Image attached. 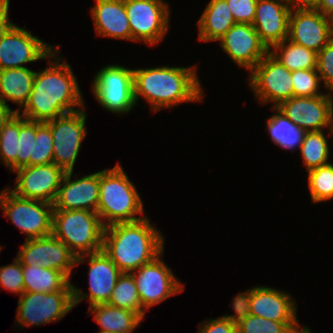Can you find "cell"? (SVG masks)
<instances>
[{
	"instance_id": "9c48e42d",
	"label": "cell",
	"mask_w": 333,
	"mask_h": 333,
	"mask_svg": "<svg viewBox=\"0 0 333 333\" xmlns=\"http://www.w3.org/2000/svg\"><path fill=\"white\" fill-rule=\"evenodd\" d=\"M18 326H41L61 320L74 308L73 292H24L17 303Z\"/></svg>"
},
{
	"instance_id": "ba28073f",
	"label": "cell",
	"mask_w": 333,
	"mask_h": 333,
	"mask_svg": "<svg viewBox=\"0 0 333 333\" xmlns=\"http://www.w3.org/2000/svg\"><path fill=\"white\" fill-rule=\"evenodd\" d=\"M131 40L156 45L169 29L170 9L164 0H124Z\"/></svg>"
},
{
	"instance_id": "30bf717a",
	"label": "cell",
	"mask_w": 333,
	"mask_h": 333,
	"mask_svg": "<svg viewBox=\"0 0 333 333\" xmlns=\"http://www.w3.org/2000/svg\"><path fill=\"white\" fill-rule=\"evenodd\" d=\"M249 73L251 91L261 104L277 107L294 96L291 71L270 52Z\"/></svg>"
},
{
	"instance_id": "c3c4849f",
	"label": "cell",
	"mask_w": 333,
	"mask_h": 333,
	"mask_svg": "<svg viewBox=\"0 0 333 333\" xmlns=\"http://www.w3.org/2000/svg\"><path fill=\"white\" fill-rule=\"evenodd\" d=\"M9 0H0V8L1 7H9Z\"/></svg>"
},
{
	"instance_id": "6da1fadb",
	"label": "cell",
	"mask_w": 333,
	"mask_h": 333,
	"mask_svg": "<svg viewBox=\"0 0 333 333\" xmlns=\"http://www.w3.org/2000/svg\"><path fill=\"white\" fill-rule=\"evenodd\" d=\"M59 47L48 57L46 69L35 74L32 91L20 114L28 120L47 122L85 106L70 65L61 62Z\"/></svg>"
},
{
	"instance_id": "8d00e7d4",
	"label": "cell",
	"mask_w": 333,
	"mask_h": 333,
	"mask_svg": "<svg viewBox=\"0 0 333 333\" xmlns=\"http://www.w3.org/2000/svg\"><path fill=\"white\" fill-rule=\"evenodd\" d=\"M294 96L317 97L324 95L319 89L321 78L316 69H299L291 72Z\"/></svg>"
},
{
	"instance_id": "8fae6325",
	"label": "cell",
	"mask_w": 333,
	"mask_h": 333,
	"mask_svg": "<svg viewBox=\"0 0 333 333\" xmlns=\"http://www.w3.org/2000/svg\"><path fill=\"white\" fill-rule=\"evenodd\" d=\"M86 114L83 108L46 122L53 137V163L65 172L73 171L86 137Z\"/></svg>"
},
{
	"instance_id": "9a60e30c",
	"label": "cell",
	"mask_w": 333,
	"mask_h": 333,
	"mask_svg": "<svg viewBox=\"0 0 333 333\" xmlns=\"http://www.w3.org/2000/svg\"><path fill=\"white\" fill-rule=\"evenodd\" d=\"M304 132L331 130L333 119V94L317 97H298L281 102L276 107Z\"/></svg>"
},
{
	"instance_id": "52a82bcc",
	"label": "cell",
	"mask_w": 333,
	"mask_h": 333,
	"mask_svg": "<svg viewBox=\"0 0 333 333\" xmlns=\"http://www.w3.org/2000/svg\"><path fill=\"white\" fill-rule=\"evenodd\" d=\"M93 79L95 99L106 111L121 116L135 107L133 69L117 64L106 65Z\"/></svg>"
},
{
	"instance_id": "7dc6e473",
	"label": "cell",
	"mask_w": 333,
	"mask_h": 333,
	"mask_svg": "<svg viewBox=\"0 0 333 333\" xmlns=\"http://www.w3.org/2000/svg\"><path fill=\"white\" fill-rule=\"evenodd\" d=\"M290 333H312V332L308 326L303 325V327L302 326L300 327L299 325L297 328L293 329Z\"/></svg>"
},
{
	"instance_id": "ac0fdd59",
	"label": "cell",
	"mask_w": 333,
	"mask_h": 333,
	"mask_svg": "<svg viewBox=\"0 0 333 333\" xmlns=\"http://www.w3.org/2000/svg\"><path fill=\"white\" fill-rule=\"evenodd\" d=\"M333 38V18L314 8L291 9L288 40L318 53Z\"/></svg>"
},
{
	"instance_id": "83f0119b",
	"label": "cell",
	"mask_w": 333,
	"mask_h": 333,
	"mask_svg": "<svg viewBox=\"0 0 333 333\" xmlns=\"http://www.w3.org/2000/svg\"><path fill=\"white\" fill-rule=\"evenodd\" d=\"M269 52L289 71L316 69L317 55L313 50L285 39L275 44Z\"/></svg>"
},
{
	"instance_id": "681fc988",
	"label": "cell",
	"mask_w": 333,
	"mask_h": 333,
	"mask_svg": "<svg viewBox=\"0 0 333 333\" xmlns=\"http://www.w3.org/2000/svg\"><path fill=\"white\" fill-rule=\"evenodd\" d=\"M330 134L329 135H333V119H332V126H331V130L329 132ZM333 137V136H332Z\"/></svg>"
},
{
	"instance_id": "4316f807",
	"label": "cell",
	"mask_w": 333,
	"mask_h": 333,
	"mask_svg": "<svg viewBox=\"0 0 333 333\" xmlns=\"http://www.w3.org/2000/svg\"><path fill=\"white\" fill-rule=\"evenodd\" d=\"M24 292L52 293L72 291L70 279L58 270L33 264L23 265Z\"/></svg>"
},
{
	"instance_id": "5b68a950",
	"label": "cell",
	"mask_w": 333,
	"mask_h": 333,
	"mask_svg": "<svg viewBox=\"0 0 333 333\" xmlns=\"http://www.w3.org/2000/svg\"><path fill=\"white\" fill-rule=\"evenodd\" d=\"M104 229L96 212L53 211L52 235L63 241L76 257L102 250Z\"/></svg>"
},
{
	"instance_id": "d6986e66",
	"label": "cell",
	"mask_w": 333,
	"mask_h": 333,
	"mask_svg": "<svg viewBox=\"0 0 333 333\" xmlns=\"http://www.w3.org/2000/svg\"><path fill=\"white\" fill-rule=\"evenodd\" d=\"M218 42L234 63L249 72L269 52L252 24L235 23Z\"/></svg>"
},
{
	"instance_id": "836d02e7",
	"label": "cell",
	"mask_w": 333,
	"mask_h": 333,
	"mask_svg": "<svg viewBox=\"0 0 333 333\" xmlns=\"http://www.w3.org/2000/svg\"><path fill=\"white\" fill-rule=\"evenodd\" d=\"M53 163V137L46 122L36 121V137L33 139V158L29 166Z\"/></svg>"
},
{
	"instance_id": "4fadbf2b",
	"label": "cell",
	"mask_w": 333,
	"mask_h": 333,
	"mask_svg": "<svg viewBox=\"0 0 333 333\" xmlns=\"http://www.w3.org/2000/svg\"><path fill=\"white\" fill-rule=\"evenodd\" d=\"M25 27L13 24L1 37L0 70L26 67L29 62L48 59L55 51V46L45 43Z\"/></svg>"
},
{
	"instance_id": "74e56055",
	"label": "cell",
	"mask_w": 333,
	"mask_h": 333,
	"mask_svg": "<svg viewBox=\"0 0 333 333\" xmlns=\"http://www.w3.org/2000/svg\"><path fill=\"white\" fill-rule=\"evenodd\" d=\"M0 286L12 293H24L23 265L15 257L12 264L0 267Z\"/></svg>"
},
{
	"instance_id": "1f68e13d",
	"label": "cell",
	"mask_w": 333,
	"mask_h": 333,
	"mask_svg": "<svg viewBox=\"0 0 333 333\" xmlns=\"http://www.w3.org/2000/svg\"><path fill=\"white\" fill-rule=\"evenodd\" d=\"M19 113L15 112L4 124L0 133V160L11 172L17 170V140Z\"/></svg>"
},
{
	"instance_id": "cb8c5ba5",
	"label": "cell",
	"mask_w": 333,
	"mask_h": 333,
	"mask_svg": "<svg viewBox=\"0 0 333 333\" xmlns=\"http://www.w3.org/2000/svg\"><path fill=\"white\" fill-rule=\"evenodd\" d=\"M36 71L28 67L0 70V102L9 106L6 102L16 103L20 110L27 103L32 91Z\"/></svg>"
},
{
	"instance_id": "5bb4252c",
	"label": "cell",
	"mask_w": 333,
	"mask_h": 333,
	"mask_svg": "<svg viewBox=\"0 0 333 333\" xmlns=\"http://www.w3.org/2000/svg\"><path fill=\"white\" fill-rule=\"evenodd\" d=\"M86 258L89 260L87 261ZM85 262H89V294L72 284L74 307L87 298L89 307L108 303L122 272L103 249L76 257V265Z\"/></svg>"
},
{
	"instance_id": "ab89813d",
	"label": "cell",
	"mask_w": 333,
	"mask_h": 333,
	"mask_svg": "<svg viewBox=\"0 0 333 333\" xmlns=\"http://www.w3.org/2000/svg\"><path fill=\"white\" fill-rule=\"evenodd\" d=\"M235 23L252 24L258 0H226Z\"/></svg>"
},
{
	"instance_id": "bcb514c9",
	"label": "cell",
	"mask_w": 333,
	"mask_h": 333,
	"mask_svg": "<svg viewBox=\"0 0 333 333\" xmlns=\"http://www.w3.org/2000/svg\"><path fill=\"white\" fill-rule=\"evenodd\" d=\"M15 113L9 106L0 102V133L3 129L4 124L10 119V117Z\"/></svg>"
},
{
	"instance_id": "f35d334b",
	"label": "cell",
	"mask_w": 333,
	"mask_h": 333,
	"mask_svg": "<svg viewBox=\"0 0 333 333\" xmlns=\"http://www.w3.org/2000/svg\"><path fill=\"white\" fill-rule=\"evenodd\" d=\"M316 70L328 93L333 94V38L318 52Z\"/></svg>"
},
{
	"instance_id": "7a4b0ae2",
	"label": "cell",
	"mask_w": 333,
	"mask_h": 333,
	"mask_svg": "<svg viewBox=\"0 0 333 333\" xmlns=\"http://www.w3.org/2000/svg\"><path fill=\"white\" fill-rule=\"evenodd\" d=\"M195 67V68H194ZM159 66L133 69L134 100L143 97L153 113L185 102L203 99L197 67Z\"/></svg>"
},
{
	"instance_id": "b9f144b4",
	"label": "cell",
	"mask_w": 333,
	"mask_h": 333,
	"mask_svg": "<svg viewBox=\"0 0 333 333\" xmlns=\"http://www.w3.org/2000/svg\"><path fill=\"white\" fill-rule=\"evenodd\" d=\"M236 330L237 325L222 316L202 322L198 333H234Z\"/></svg>"
},
{
	"instance_id": "e0dca14e",
	"label": "cell",
	"mask_w": 333,
	"mask_h": 333,
	"mask_svg": "<svg viewBox=\"0 0 333 333\" xmlns=\"http://www.w3.org/2000/svg\"><path fill=\"white\" fill-rule=\"evenodd\" d=\"M15 187L10 188L17 196L25 199L53 203L65 171L54 163L25 166L17 169Z\"/></svg>"
},
{
	"instance_id": "7bdbcfd3",
	"label": "cell",
	"mask_w": 333,
	"mask_h": 333,
	"mask_svg": "<svg viewBox=\"0 0 333 333\" xmlns=\"http://www.w3.org/2000/svg\"><path fill=\"white\" fill-rule=\"evenodd\" d=\"M8 12H9V7L0 8V39L14 24L9 19Z\"/></svg>"
},
{
	"instance_id": "ffe728a7",
	"label": "cell",
	"mask_w": 333,
	"mask_h": 333,
	"mask_svg": "<svg viewBox=\"0 0 333 333\" xmlns=\"http://www.w3.org/2000/svg\"><path fill=\"white\" fill-rule=\"evenodd\" d=\"M73 171L65 172L52 203L54 209L88 210L97 213L99 202V171L72 180Z\"/></svg>"
},
{
	"instance_id": "3957f363",
	"label": "cell",
	"mask_w": 333,
	"mask_h": 333,
	"mask_svg": "<svg viewBox=\"0 0 333 333\" xmlns=\"http://www.w3.org/2000/svg\"><path fill=\"white\" fill-rule=\"evenodd\" d=\"M165 239L148 217L105 227L103 250L122 273H131L164 251Z\"/></svg>"
},
{
	"instance_id": "f1b7e54d",
	"label": "cell",
	"mask_w": 333,
	"mask_h": 333,
	"mask_svg": "<svg viewBox=\"0 0 333 333\" xmlns=\"http://www.w3.org/2000/svg\"><path fill=\"white\" fill-rule=\"evenodd\" d=\"M275 113L267 118L266 129L275 145L282 149L294 151L300 149L304 131L295 123L283 115L276 107H272Z\"/></svg>"
},
{
	"instance_id": "f546056e",
	"label": "cell",
	"mask_w": 333,
	"mask_h": 333,
	"mask_svg": "<svg viewBox=\"0 0 333 333\" xmlns=\"http://www.w3.org/2000/svg\"><path fill=\"white\" fill-rule=\"evenodd\" d=\"M324 132L304 133L300 152L307 171L330 163L328 160L330 147Z\"/></svg>"
},
{
	"instance_id": "484cf974",
	"label": "cell",
	"mask_w": 333,
	"mask_h": 333,
	"mask_svg": "<svg viewBox=\"0 0 333 333\" xmlns=\"http://www.w3.org/2000/svg\"><path fill=\"white\" fill-rule=\"evenodd\" d=\"M88 311L90 315L94 314V321L100 325V331L110 333H133L143 320L136 312L108 303L91 306Z\"/></svg>"
},
{
	"instance_id": "f6af8a7d",
	"label": "cell",
	"mask_w": 333,
	"mask_h": 333,
	"mask_svg": "<svg viewBox=\"0 0 333 333\" xmlns=\"http://www.w3.org/2000/svg\"><path fill=\"white\" fill-rule=\"evenodd\" d=\"M290 9L314 8L317 0H283Z\"/></svg>"
},
{
	"instance_id": "44dd1931",
	"label": "cell",
	"mask_w": 333,
	"mask_h": 333,
	"mask_svg": "<svg viewBox=\"0 0 333 333\" xmlns=\"http://www.w3.org/2000/svg\"><path fill=\"white\" fill-rule=\"evenodd\" d=\"M291 9L283 0H258L253 27L270 50L288 39Z\"/></svg>"
},
{
	"instance_id": "7402d4cb",
	"label": "cell",
	"mask_w": 333,
	"mask_h": 333,
	"mask_svg": "<svg viewBox=\"0 0 333 333\" xmlns=\"http://www.w3.org/2000/svg\"><path fill=\"white\" fill-rule=\"evenodd\" d=\"M291 294L268 286L251 288L250 314L275 322H299Z\"/></svg>"
},
{
	"instance_id": "4dcf8cb0",
	"label": "cell",
	"mask_w": 333,
	"mask_h": 333,
	"mask_svg": "<svg viewBox=\"0 0 333 333\" xmlns=\"http://www.w3.org/2000/svg\"><path fill=\"white\" fill-rule=\"evenodd\" d=\"M108 304L136 312L143 319L146 313L141 305L136 282L131 273H122L119 276Z\"/></svg>"
},
{
	"instance_id": "d6a6232c",
	"label": "cell",
	"mask_w": 333,
	"mask_h": 333,
	"mask_svg": "<svg viewBox=\"0 0 333 333\" xmlns=\"http://www.w3.org/2000/svg\"><path fill=\"white\" fill-rule=\"evenodd\" d=\"M308 188L313 203L333 199V163L307 171Z\"/></svg>"
},
{
	"instance_id": "d4e9b609",
	"label": "cell",
	"mask_w": 333,
	"mask_h": 333,
	"mask_svg": "<svg viewBox=\"0 0 333 333\" xmlns=\"http://www.w3.org/2000/svg\"><path fill=\"white\" fill-rule=\"evenodd\" d=\"M235 24L226 0H210L198 20V39L219 41Z\"/></svg>"
},
{
	"instance_id": "ee69618b",
	"label": "cell",
	"mask_w": 333,
	"mask_h": 333,
	"mask_svg": "<svg viewBox=\"0 0 333 333\" xmlns=\"http://www.w3.org/2000/svg\"><path fill=\"white\" fill-rule=\"evenodd\" d=\"M314 9L324 16L333 18V0H317Z\"/></svg>"
},
{
	"instance_id": "603a6c76",
	"label": "cell",
	"mask_w": 333,
	"mask_h": 333,
	"mask_svg": "<svg viewBox=\"0 0 333 333\" xmlns=\"http://www.w3.org/2000/svg\"><path fill=\"white\" fill-rule=\"evenodd\" d=\"M91 15L96 34L102 37L130 40L131 29L124 0H95Z\"/></svg>"
},
{
	"instance_id": "f907efd6",
	"label": "cell",
	"mask_w": 333,
	"mask_h": 333,
	"mask_svg": "<svg viewBox=\"0 0 333 333\" xmlns=\"http://www.w3.org/2000/svg\"><path fill=\"white\" fill-rule=\"evenodd\" d=\"M98 333H110V332H105V331H98Z\"/></svg>"
},
{
	"instance_id": "7c38bea8",
	"label": "cell",
	"mask_w": 333,
	"mask_h": 333,
	"mask_svg": "<svg viewBox=\"0 0 333 333\" xmlns=\"http://www.w3.org/2000/svg\"><path fill=\"white\" fill-rule=\"evenodd\" d=\"M164 251L149 263L131 272L136 282L141 305L146 312L184 290L183 284L174 276L162 259Z\"/></svg>"
},
{
	"instance_id": "2e32d148",
	"label": "cell",
	"mask_w": 333,
	"mask_h": 333,
	"mask_svg": "<svg viewBox=\"0 0 333 333\" xmlns=\"http://www.w3.org/2000/svg\"><path fill=\"white\" fill-rule=\"evenodd\" d=\"M22 265H35L63 272L69 279L76 266V256L63 241L52 234L26 239L16 257Z\"/></svg>"
},
{
	"instance_id": "60d3db41",
	"label": "cell",
	"mask_w": 333,
	"mask_h": 333,
	"mask_svg": "<svg viewBox=\"0 0 333 333\" xmlns=\"http://www.w3.org/2000/svg\"><path fill=\"white\" fill-rule=\"evenodd\" d=\"M250 296L251 289L244 291L243 293L237 294L232 300V308L235 312L234 315H225L224 318L230 320L233 324L238 325L247 316L250 315Z\"/></svg>"
},
{
	"instance_id": "277c9868",
	"label": "cell",
	"mask_w": 333,
	"mask_h": 333,
	"mask_svg": "<svg viewBox=\"0 0 333 333\" xmlns=\"http://www.w3.org/2000/svg\"><path fill=\"white\" fill-rule=\"evenodd\" d=\"M99 189L97 214L104 227L146 217L140 194L120 163L99 171Z\"/></svg>"
},
{
	"instance_id": "e575fe53",
	"label": "cell",
	"mask_w": 333,
	"mask_h": 333,
	"mask_svg": "<svg viewBox=\"0 0 333 333\" xmlns=\"http://www.w3.org/2000/svg\"><path fill=\"white\" fill-rule=\"evenodd\" d=\"M299 325V322H275L250 314L237 325V331L239 333H290Z\"/></svg>"
},
{
	"instance_id": "8992f818",
	"label": "cell",
	"mask_w": 333,
	"mask_h": 333,
	"mask_svg": "<svg viewBox=\"0 0 333 333\" xmlns=\"http://www.w3.org/2000/svg\"><path fill=\"white\" fill-rule=\"evenodd\" d=\"M0 207L3 215L18 227L26 239L42 238L52 234V203L25 199L17 196L10 188L0 192Z\"/></svg>"
},
{
	"instance_id": "d590c367",
	"label": "cell",
	"mask_w": 333,
	"mask_h": 333,
	"mask_svg": "<svg viewBox=\"0 0 333 333\" xmlns=\"http://www.w3.org/2000/svg\"><path fill=\"white\" fill-rule=\"evenodd\" d=\"M35 137L36 121L28 120L19 113L17 169L29 166V158H33V139H35Z\"/></svg>"
}]
</instances>
